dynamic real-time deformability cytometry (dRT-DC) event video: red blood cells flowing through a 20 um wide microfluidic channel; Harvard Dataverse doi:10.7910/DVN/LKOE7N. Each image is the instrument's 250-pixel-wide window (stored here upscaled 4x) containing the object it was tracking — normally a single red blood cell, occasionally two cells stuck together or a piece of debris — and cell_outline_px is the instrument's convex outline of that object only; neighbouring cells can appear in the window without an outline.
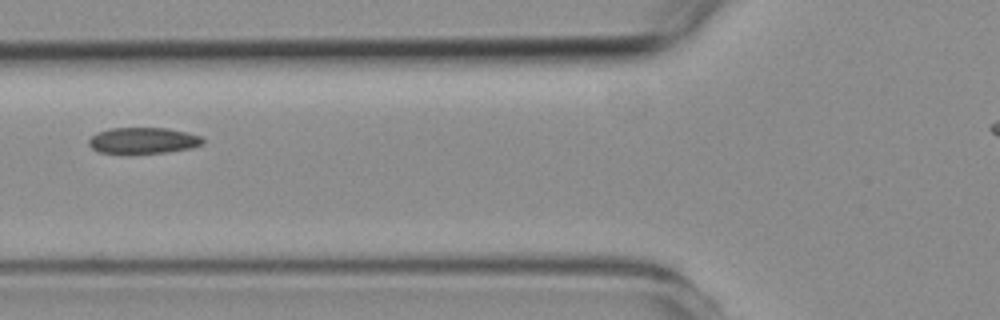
{"species": "common noctule bat (a hibernating species)", "species_latin": "Nyctalus noctula", "temperature_condition": "room temperature", "stored_images_in_passage": 4, "camera_frame_rate_fps": 3000, "um_per_image_px": 0.085, "animal": {"sex": "female", "body_mass_g": 19.3, "forearm_length_mm": 54.1}, "frame": {"image": 1, "passage_image": 3, "time_ms": 2.333, "image_size_px": [1000, 320], "cell_outline_px": [[204, 144], [192, 148], [164, 152], [128, 156], [120, 156], [100, 152], [92, 148], [88, 144], [88, 140], [96, 132], [112, 128], [168, 128], [188, 132], [200, 136], [204, 140]], "centroid_in_image_um": [12.13, 11.98], "position_along_channel_um": 113.7, "area_um2": 18.15}}
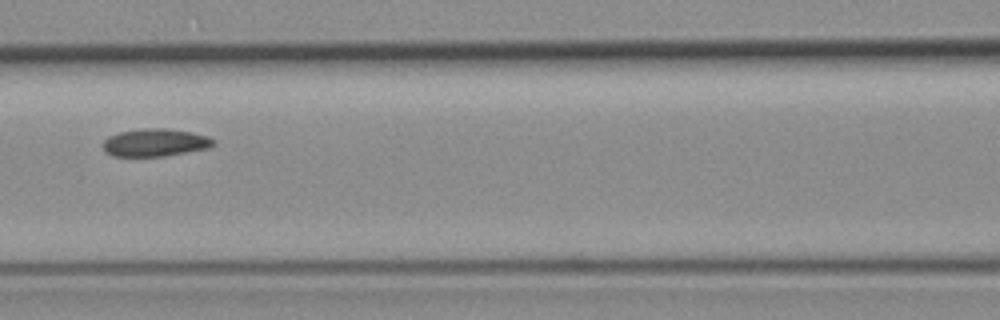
{"frame": {"image": 2, "passage_image": 4, "time_ms": 3.333, "image_size_px": [1000, 320], "cell_outline_px": [[216, 144], [208, 148], [164, 156], [112, 156], [104, 152], [104, 140], [108, 136], [120, 132], [140, 128], [164, 128], [192, 132], [208, 136], [216, 140]], "centroid_in_image_um": [13.2, 12.11], "position_along_channel_um": 153.4, "area_um2": 17.92}}